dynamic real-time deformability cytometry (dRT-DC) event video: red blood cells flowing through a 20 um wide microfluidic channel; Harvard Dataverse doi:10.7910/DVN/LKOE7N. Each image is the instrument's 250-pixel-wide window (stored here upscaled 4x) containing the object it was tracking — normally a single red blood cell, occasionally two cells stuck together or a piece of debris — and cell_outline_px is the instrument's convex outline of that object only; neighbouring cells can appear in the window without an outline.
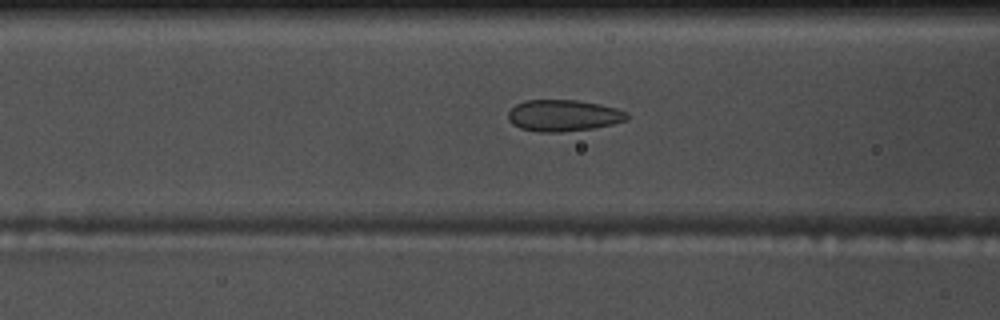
{"species": "common noctule bat (a hibernating species)", "species_latin": "Nyctalus noctula", "temperature_condition": "warm", "stored_images_in_passage": 50, "camera_frame_rate_fps": 3000, "um_per_image_px": 0.085, "animal": {"sex": "male", "body_mass_g": 17.5, "forearm_length_mm": 52.3}, "frame": {"image": 1, "passage_image": 22, "time_ms": 7.0, "image_size_px": [1000, 320], "cell_outline_px": [[628, 120], [612, 124], [592, 128], [560, 132], [540, 132], [520, 128], [512, 124], [508, 120], [508, 112], [516, 104], [524, 100], [576, 100], [600, 104], [616, 108], [628, 112]], "centroid_in_image_um": [47.88, 9.81], "position_along_channel_um": 118.7, "area_um2": 21.85}}
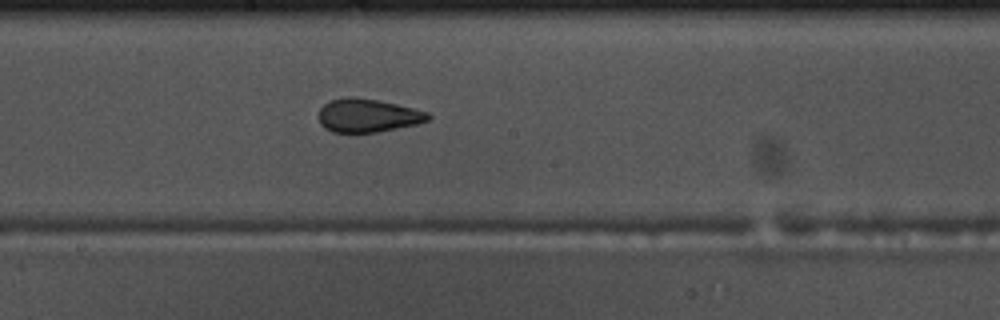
{"frame": {"image": 2, "passage_image": 30, "time_ms": 9.667, "image_size_px": [1000, 320], "cell_outline_px": [[432, 116], [428, 120], [416, 124], [376, 132], [332, 132], [324, 128], [320, 124], [316, 116], [320, 108], [328, 100], [344, 96], [356, 96], [396, 104], [428, 112]], "centroid_in_image_um": [31.18, 9.8], "position_along_channel_um": 217.0, "area_um2": 21.5}}
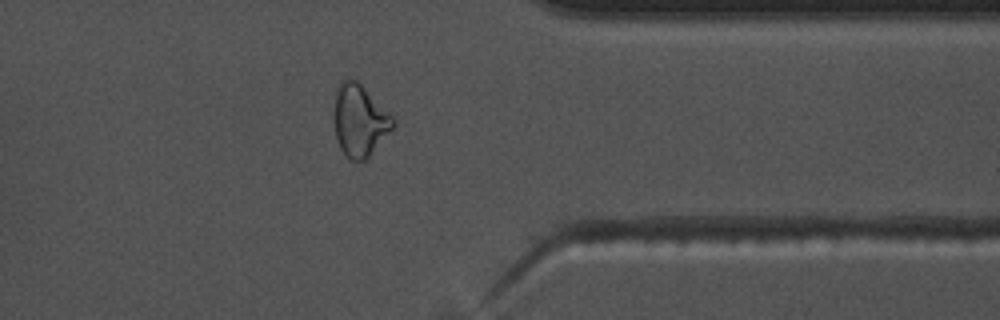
{"frame": {"image": 3, "passage_image": 44, "time_ms": 14.333, "image_size_px": [1000, 320], "cell_outline_px": [[396, 124], [368, 156], [364, 160], [352, 160], [340, 148], [336, 136], [332, 120], [336, 92], [340, 84], [344, 80], [356, 80], [396, 120]], "centroid_in_image_um": [30.54, 10.24], "position_along_channel_um": 380.9, "area_um2": 24.1}}